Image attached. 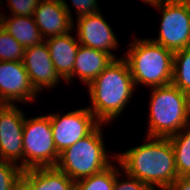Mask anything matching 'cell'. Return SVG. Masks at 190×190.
<instances>
[{
    "label": "cell",
    "instance_id": "cell-1",
    "mask_svg": "<svg viewBox=\"0 0 190 190\" xmlns=\"http://www.w3.org/2000/svg\"><path fill=\"white\" fill-rule=\"evenodd\" d=\"M147 143L126 150L111 157L116 159L124 173L147 184L167 190L178 178L175 155L167 137L146 136Z\"/></svg>",
    "mask_w": 190,
    "mask_h": 190
},
{
    "label": "cell",
    "instance_id": "cell-2",
    "mask_svg": "<svg viewBox=\"0 0 190 190\" xmlns=\"http://www.w3.org/2000/svg\"><path fill=\"white\" fill-rule=\"evenodd\" d=\"M88 88L91 101L88 109L101 124L118 118L136 89L128 63L123 57L113 59Z\"/></svg>",
    "mask_w": 190,
    "mask_h": 190
},
{
    "label": "cell",
    "instance_id": "cell-3",
    "mask_svg": "<svg viewBox=\"0 0 190 190\" xmlns=\"http://www.w3.org/2000/svg\"><path fill=\"white\" fill-rule=\"evenodd\" d=\"M124 56L135 87L142 84L154 88L172 82L174 52L162 45L135 38Z\"/></svg>",
    "mask_w": 190,
    "mask_h": 190
},
{
    "label": "cell",
    "instance_id": "cell-4",
    "mask_svg": "<svg viewBox=\"0 0 190 190\" xmlns=\"http://www.w3.org/2000/svg\"><path fill=\"white\" fill-rule=\"evenodd\" d=\"M149 106V137H170L190 124L188 94L174 84L152 88Z\"/></svg>",
    "mask_w": 190,
    "mask_h": 190
},
{
    "label": "cell",
    "instance_id": "cell-5",
    "mask_svg": "<svg viewBox=\"0 0 190 190\" xmlns=\"http://www.w3.org/2000/svg\"><path fill=\"white\" fill-rule=\"evenodd\" d=\"M102 125L59 153L55 167L74 182L100 173L112 164L103 142Z\"/></svg>",
    "mask_w": 190,
    "mask_h": 190
},
{
    "label": "cell",
    "instance_id": "cell-6",
    "mask_svg": "<svg viewBox=\"0 0 190 190\" xmlns=\"http://www.w3.org/2000/svg\"><path fill=\"white\" fill-rule=\"evenodd\" d=\"M24 170L55 167L57 152L51 130L50 114L25 118L23 124Z\"/></svg>",
    "mask_w": 190,
    "mask_h": 190
},
{
    "label": "cell",
    "instance_id": "cell-7",
    "mask_svg": "<svg viewBox=\"0 0 190 190\" xmlns=\"http://www.w3.org/2000/svg\"><path fill=\"white\" fill-rule=\"evenodd\" d=\"M162 20L159 35L150 39L173 52L190 47V11L180 0H164L155 5Z\"/></svg>",
    "mask_w": 190,
    "mask_h": 190
},
{
    "label": "cell",
    "instance_id": "cell-8",
    "mask_svg": "<svg viewBox=\"0 0 190 190\" xmlns=\"http://www.w3.org/2000/svg\"><path fill=\"white\" fill-rule=\"evenodd\" d=\"M50 114L51 130L58 153L91 134L101 123L87 108Z\"/></svg>",
    "mask_w": 190,
    "mask_h": 190
},
{
    "label": "cell",
    "instance_id": "cell-9",
    "mask_svg": "<svg viewBox=\"0 0 190 190\" xmlns=\"http://www.w3.org/2000/svg\"><path fill=\"white\" fill-rule=\"evenodd\" d=\"M24 114L15 104H0V160L16 164L20 161L22 170Z\"/></svg>",
    "mask_w": 190,
    "mask_h": 190
},
{
    "label": "cell",
    "instance_id": "cell-10",
    "mask_svg": "<svg viewBox=\"0 0 190 190\" xmlns=\"http://www.w3.org/2000/svg\"><path fill=\"white\" fill-rule=\"evenodd\" d=\"M38 94L22 61H0V104H26Z\"/></svg>",
    "mask_w": 190,
    "mask_h": 190
},
{
    "label": "cell",
    "instance_id": "cell-11",
    "mask_svg": "<svg viewBox=\"0 0 190 190\" xmlns=\"http://www.w3.org/2000/svg\"><path fill=\"white\" fill-rule=\"evenodd\" d=\"M71 11L65 0H40L33 17L44 40L73 30Z\"/></svg>",
    "mask_w": 190,
    "mask_h": 190
},
{
    "label": "cell",
    "instance_id": "cell-12",
    "mask_svg": "<svg viewBox=\"0 0 190 190\" xmlns=\"http://www.w3.org/2000/svg\"><path fill=\"white\" fill-rule=\"evenodd\" d=\"M101 13L100 11L77 18V39L79 44L95 50L105 51L116 59L114 53L110 50H116L119 41Z\"/></svg>",
    "mask_w": 190,
    "mask_h": 190
},
{
    "label": "cell",
    "instance_id": "cell-13",
    "mask_svg": "<svg viewBox=\"0 0 190 190\" xmlns=\"http://www.w3.org/2000/svg\"><path fill=\"white\" fill-rule=\"evenodd\" d=\"M22 63L38 93L43 89L53 88L61 82L62 78L56 72L45 41L39 45L25 48Z\"/></svg>",
    "mask_w": 190,
    "mask_h": 190
},
{
    "label": "cell",
    "instance_id": "cell-14",
    "mask_svg": "<svg viewBox=\"0 0 190 190\" xmlns=\"http://www.w3.org/2000/svg\"><path fill=\"white\" fill-rule=\"evenodd\" d=\"M114 58L105 51L79 45L72 74L65 80L72 81L76 76L89 85L113 60ZM75 76V77H74Z\"/></svg>",
    "mask_w": 190,
    "mask_h": 190
},
{
    "label": "cell",
    "instance_id": "cell-15",
    "mask_svg": "<svg viewBox=\"0 0 190 190\" xmlns=\"http://www.w3.org/2000/svg\"><path fill=\"white\" fill-rule=\"evenodd\" d=\"M21 182L29 190H75V182L56 167L23 170Z\"/></svg>",
    "mask_w": 190,
    "mask_h": 190
},
{
    "label": "cell",
    "instance_id": "cell-16",
    "mask_svg": "<svg viewBox=\"0 0 190 190\" xmlns=\"http://www.w3.org/2000/svg\"><path fill=\"white\" fill-rule=\"evenodd\" d=\"M75 39L77 38H74L70 31L44 40L56 72L64 81L73 72L76 53L80 45Z\"/></svg>",
    "mask_w": 190,
    "mask_h": 190
},
{
    "label": "cell",
    "instance_id": "cell-17",
    "mask_svg": "<svg viewBox=\"0 0 190 190\" xmlns=\"http://www.w3.org/2000/svg\"><path fill=\"white\" fill-rule=\"evenodd\" d=\"M4 14L3 28L24 48L41 44L44 39L33 16H13Z\"/></svg>",
    "mask_w": 190,
    "mask_h": 190
},
{
    "label": "cell",
    "instance_id": "cell-18",
    "mask_svg": "<svg viewBox=\"0 0 190 190\" xmlns=\"http://www.w3.org/2000/svg\"><path fill=\"white\" fill-rule=\"evenodd\" d=\"M168 138L174 151L178 177H190V124Z\"/></svg>",
    "mask_w": 190,
    "mask_h": 190
},
{
    "label": "cell",
    "instance_id": "cell-19",
    "mask_svg": "<svg viewBox=\"0 0 190 190\" xmlns=\"http://www.w3.org/2000/svg\"><path fill=\"white\" fill-rule=\"evenodd\" d=\"M172 84L190 93V47L174 52Z\"/></svg>",
    "mask_w": 190,
    "mask_h": 190
},
{
    "label": "cell",
    "instance_id": "cell-20",
    "mask_svg": "<svg viewBox=\"0 0 190 190\" xmlns=\"http://www.w3.org/2000/svg\"><path fill=\"white\" fill-rule=\"evenodd\" d=\"M116 165L111 164L100 173L75 181V190H113Z\"/></svg>",
    "mask_w": 190,
    "mask_h": 190
},
{
    "label": "cell",
    "instance_id": "cell-21",
    "mask_svg": "<svg viewBox=\"0 0 190 190\" xmlns=\"http://www.w3.org/2000/svg\"><path fill=\"white\" fill-rule=\"evenodd\" d=\"M25 48L4 28L0 30V61H22Z\"/></svg>",
    "mask_w": 190,
    "mask_h": 190
},
{
    "label": "cell",
    "instance_id": "cell-22",
    "mask_svg": "<svg viewBox=\"0 0 190 190\" xmlns=\"http://www.w3.org/2000/svg\"><path fill=\"white\" fill-rule=\"evenodd\" d=\"M22 173L19 164L0 160V190H14L21 181Z\"/></svg>",
    "mask_w": 190,
    "mask_h": 190
},
{
    "label": "cell",
    "instance_id": "cell-23",
    "mask_svg": "<svg viewBox=\"0 0 190 190\" xmlns=\"http://www.w3.org/2000/svg\"><path fill=\"white\" fill-rule=\"evenodd\" d=\"M13 16H33L40 0H7Z\"/></svg>",
    "mask_w": 190,
    "mask_h": 190
},
{
    "label": "cell",
    "instance_id": "cell-24",
    "mask_svg": "<svg viewBox=\"0 0 190 190\" xmlns=\"http://www.w3.org/2000/svg\"><path fill=\"white\" fill-rule=\"evenodd\" d=\"M118 169L119 168H116V178L113 190H152L147 184L127 173L124 174L127 176L126 180L124 179L123 181L122 178L119 180L118 177L123 174H121L122 171L120 172Z\"/></svg>",
    "mask_w": 190,
    "mask_h": 190
},
{
    "label": "cell",
    "instance_id": "cell-25",
    "mask_svg": "<svg viewBox=\"0 0 190 190\" xmlns=\"http://www.w3.org/2000/svg\"><path fill=\"white\" fill-rule=\"evenodd\" d=\"M73 7L75 8L77 18L84 15L95 14L100 12L96 0H71Z\"/></svg>",
    "mask_w": 190,
    "mask_h": 190
},
{
    "label": "cell",
    "instance_id": "cell-26",
    "mask_svg": "<svg viewBox=\"0 0 190 190\" xmlns=\"http://www.w3.org/2000/svg\"><path fill=\"white\" fill-rule=\"evenodd\" d=\"M167 190H190V177H178Z\"/></svg>",
    "mask_w": 190,
    "mask_h": 190
},
{
    "label": "cell",
    "instance_id": "cell-27",
    "mask_svg": "<svg viewBox=\"0 0 190 190\" xmlns=\"http://www.w3.org/2000/svg\"><path fill=\"white\" fill-rule=\"evenodd\" d=\"M141 1H144L154 7L155 5H158L159 3L163 2L164 0H141Z\"/></svg>",
    "mask_w": 190,
    "mask_h": 190
},
{
    "label": "cell",
    "instance_id": "cell-28",
    "mask_svg": "<svg viewBox=\"0 0 190 190\" xmlns=\"http://www.w3.org/2000/svg\"><path fill=\"white\" fill-rule=\"evenodd\" d=\"M14 190H29V189L20 181V183L14 188Z\"/></svg>",
    "mask_w": 190,
    "mask_h": 190
},
{
    "label": "cell",
    "instance_id": "cell-29",
    "mask_svg": "<svg viewBox=\"0 0 190 190\" xmlns=\"http://www.w3.org/2000/svg\"><path fill=\"white\" fill-rule=\"evenodd\" d=\"M185 7L190 11V0H180Z\"/></svg>",
    "mask_w": 190,
    "mask_h": 190
},
{
    "label": "cell",
    "instance_id": "cell-30",
    "mask_svg": "<svg viewBox=\"0 0 190 190\" xmlns=\"http://www.w3.org/2000/svg\"><path fill=\"white\" fill-rule=\"evenodd\" d=\"M3 26H4V15L0 13V30L3 28Z\"/></svg>",
    "mask_w": 190,
    "mask_h": 190
},
{
    "label": "cell",
    "instance_id": "cell-31",
    "mask_svg": "<svg viewBox=\"0 0 190 190\" xmlns=\"http://www.w3.org/2000/svg\"><path fill=\"white\" fill-rule=\"evenodd\" d=\"M189 111H190V93H188Z\"/></svg>",
    "mask_w": 190,
    "mask_h": 190
}]
</instances>
